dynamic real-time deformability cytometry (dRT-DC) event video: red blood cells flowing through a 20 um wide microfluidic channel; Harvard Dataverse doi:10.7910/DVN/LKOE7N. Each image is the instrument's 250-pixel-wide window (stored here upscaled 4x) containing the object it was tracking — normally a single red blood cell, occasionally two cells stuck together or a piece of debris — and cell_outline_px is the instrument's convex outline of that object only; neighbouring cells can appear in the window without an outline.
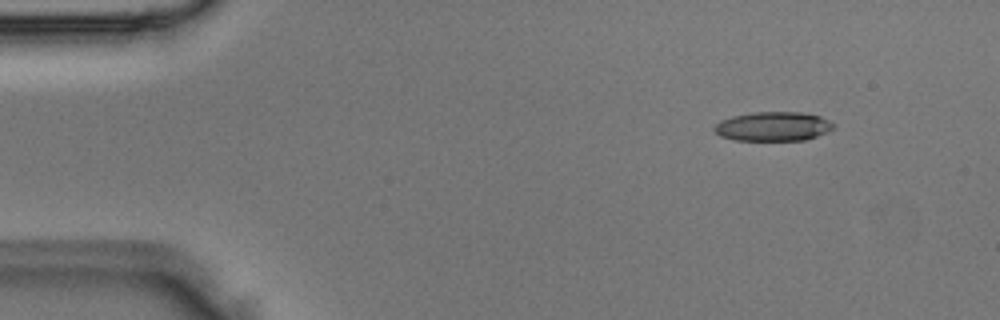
{"species": "Egyptian fruit bat (a non-hibernating species)", "species_latin": "Rousettus aegyptiacus", "temperature_condition": "room temperature", "stored_images_in_passage": 5, "camera_frame_rate_fps": 3000, "um_per_image_px": 0.085, "animal": {"sex": "male"}, "frame": {"image": 1, "passage_image": 2, "time_ms": 0.333, "image_size_px": [1000, 320], "cell_outline_px": [[836, 128], [816, 136], [804, 140], [732, 140], [720, 136], [712, 128], [720, 120], [732, 116], [752, 112], [804, 112], [820, 116], [836, 124]], "centroid_in_image_um": [65.72, 10.74], "position_along_channel_um": 19.3, "area_um2": 20.46}}